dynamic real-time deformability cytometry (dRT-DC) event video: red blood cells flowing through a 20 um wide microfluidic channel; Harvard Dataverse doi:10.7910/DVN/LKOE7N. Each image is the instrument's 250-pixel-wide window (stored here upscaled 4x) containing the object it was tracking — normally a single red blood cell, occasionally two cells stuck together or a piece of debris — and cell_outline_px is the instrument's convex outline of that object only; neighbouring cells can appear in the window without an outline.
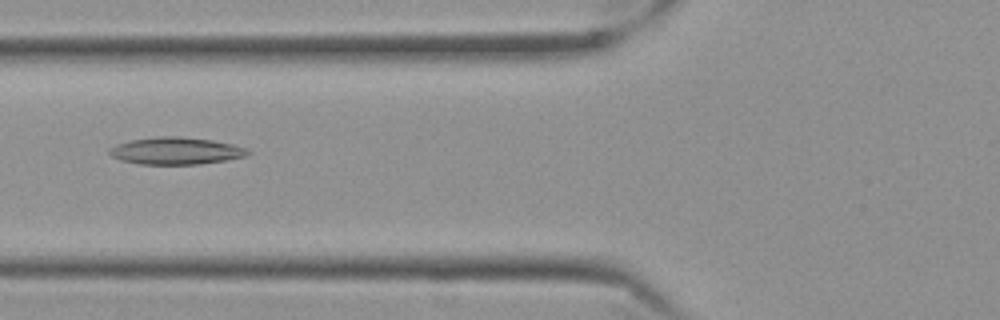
{"species": "Egyptian fruit bat (a non-hibernating species)", "species_latin": "Rousettus aegyptiacus", "temperature_condition": "cold", "stored_images_in_passage": 42, "camera_frame_rate_fps": 3000, "um_per_image_px": 0.085, "frame": {"image": 1, "passage_image": 7, "time_ms": 2.0, "image_size_px": [1000, 320], "cell_outline_px": [[252, 152], [244, 156], [224, 160], [200, 164], [140, 164], [120, 160], [112, 156], [108, 152], [108, 148], [116, 144], [132, 140], [156, 136], [180, 136], [212, 140], [232, 144], [248, 148]], "centroid_in_image_um": [14.93, 12.81], "position_along_channel_um": 110.9, "area_um2": 21.91}}
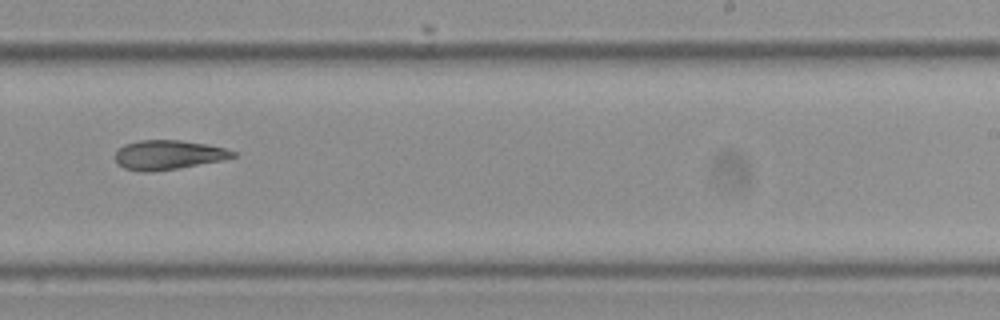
{"frame": {"image": 2, "passage_image": 21, "time_ms": 6.667, "image_size_px": [1000, 320], "cell_outline_px": [[236, 156], [220, 160], [176, 168], [152, 172], [140, 172], [124, 168], [116, 164], [116, 152], [124, 144], [140, 140], [180, 140], [204, 144], [224, 148], [236, 152]], "centroid_in_image_um": [14.24, 13.16], "position_along_channel_um": 274.8, "area_um2": 19.88}}
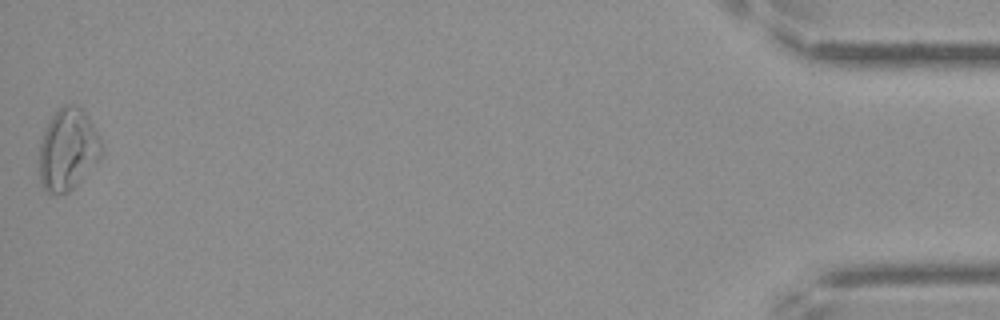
{"frame": {"image": 3, "passage_image": 42, "time_ms": 13.667, "image_size_px": [1000, 320], "cell_outline_px": [[100, 160], [68, 192], [48, 192], [44, 188], [40, 180], [40, 144], [48, 120], [56, 108], [64, 104], [76, 104], [84, 112], [100, 136]], "centroid_in_image_um": [5.76, 12.65], "position_along_channel_um": 429.4, "area_um2": 29.3}, "authors_computed_cell_mechanics": {"area_um2": 21.4149, "velocity_mm_per_s": 3.5021, "shape_relaxation_time_tau1_ms": null, "shape_relaxation_time_tau2_ms": 7.1332, "deformation_change_tau1": null, "deformation_change_tau2": 0.1551}}